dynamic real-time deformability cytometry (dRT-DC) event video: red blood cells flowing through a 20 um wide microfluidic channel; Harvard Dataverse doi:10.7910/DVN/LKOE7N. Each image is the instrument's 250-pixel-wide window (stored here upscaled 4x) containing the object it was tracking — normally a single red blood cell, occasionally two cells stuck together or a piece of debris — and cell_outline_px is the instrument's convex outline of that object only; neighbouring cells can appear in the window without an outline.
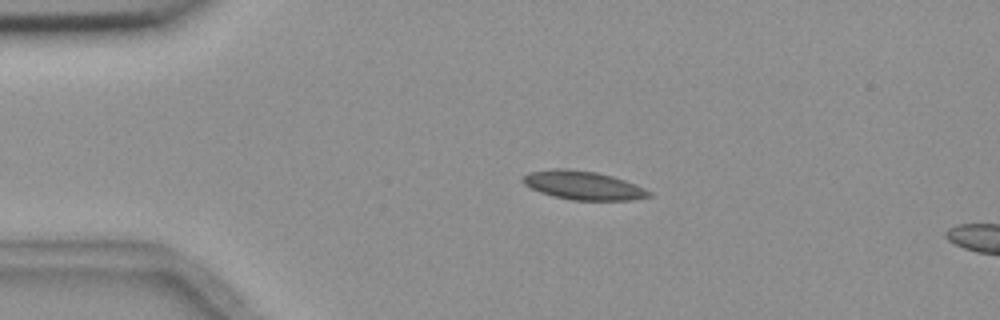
{"species": "common noctule bat (a hibernating species)", "species_latin": "Nyctalus noctula", "temperature_condition": "room temperature", "stored_images_in_passage": 4, "camera_frame_rate_fps": 3000, "um_per_image_px": 0.085, "animal": {"sex": "female", "body_mass_g": 18.4}, "frame": {"image": 1, "passage_image": 2, "time_ms": 1.333, "image_size_px": [1000, 320], "cell_outline_px": [[652, 196], [632, 200], [572, 200], [552, 196], [540, 192], [524, 184], [520, 180], [528, 172], [556, 168], [560, 168], [596, 172], [612, 176], [636, 184], [652, 192]], "centroid_in_image_um": [49.57, 15.76], "position_along_channel_um": 35.4, "area_um2": 21.04}}